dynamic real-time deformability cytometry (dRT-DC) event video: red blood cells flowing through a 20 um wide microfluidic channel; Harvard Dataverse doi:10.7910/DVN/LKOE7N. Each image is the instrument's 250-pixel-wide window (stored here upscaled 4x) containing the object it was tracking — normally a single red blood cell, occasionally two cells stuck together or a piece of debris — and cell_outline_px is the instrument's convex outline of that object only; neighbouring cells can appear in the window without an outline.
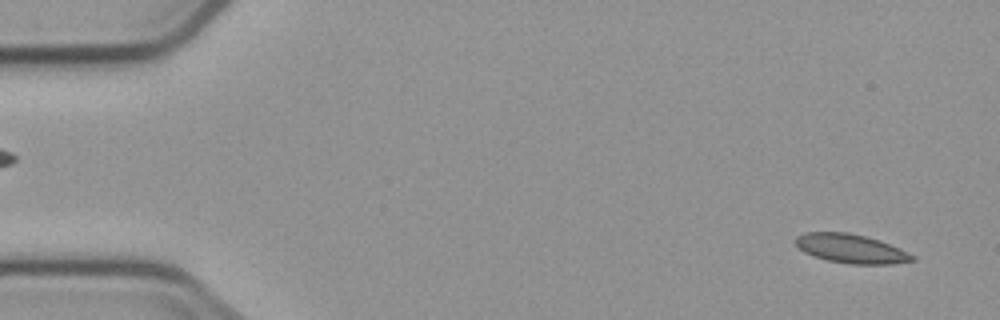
{"species": "common noctule bat (a hibernating species)", "species_latin": "Nyctalus noctula", "temperature_condition": "cold", "stored_images_in_passage": 5, "camera_frame_rate_fps": 3000, "um_per_image_px": 0.085, "animal": {"sex": "male", "body_mass_g": 23.1, "forearm_length_mm": 52.7}, "frame": {"image": 1, "passage_image": 2, "time_ms": 1.0, "image_size_px": [1000, 320], "cell_outline_px": [[916, 260], [892, 264], [852, 264], [828, 260], [804, 252], [796, 244], [796, 236], [804, 232], [848, 232], [880, 240], [900, 248], [916, 256]], "centroid_in_image_um": [72.38, 21.13], "position_along_channel_um": 12.6, "area_um2": 19.65}}
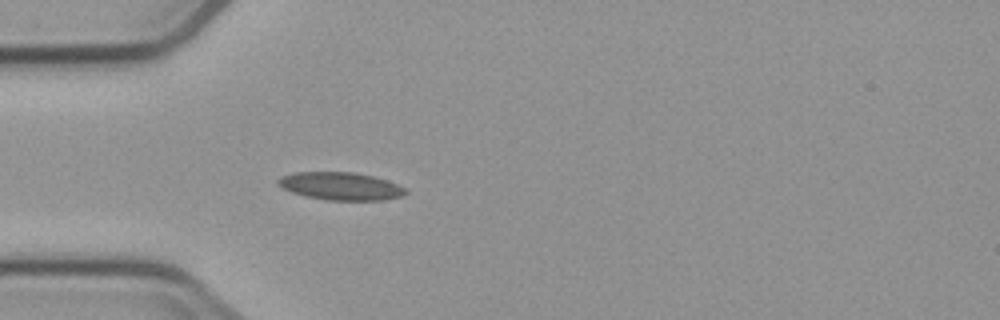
{"frame": {"image": 2, "passage_image": 5, "time_ms": 5.333, "image_size_px": [1000, 320], "cell_outline_px": [[408, 192], [400, 196], [384, 200], [324, 200], [304, 196], [292, 192], [276, 184], [276, 180], [280, 176], [292, 172], [352, 172], [372, 176], [396, 184], [404, 188]], "centroid_in_image_um": [28.88, 15.82], "position_along_channel_um": 56.1, "area_um2": 20.58}}